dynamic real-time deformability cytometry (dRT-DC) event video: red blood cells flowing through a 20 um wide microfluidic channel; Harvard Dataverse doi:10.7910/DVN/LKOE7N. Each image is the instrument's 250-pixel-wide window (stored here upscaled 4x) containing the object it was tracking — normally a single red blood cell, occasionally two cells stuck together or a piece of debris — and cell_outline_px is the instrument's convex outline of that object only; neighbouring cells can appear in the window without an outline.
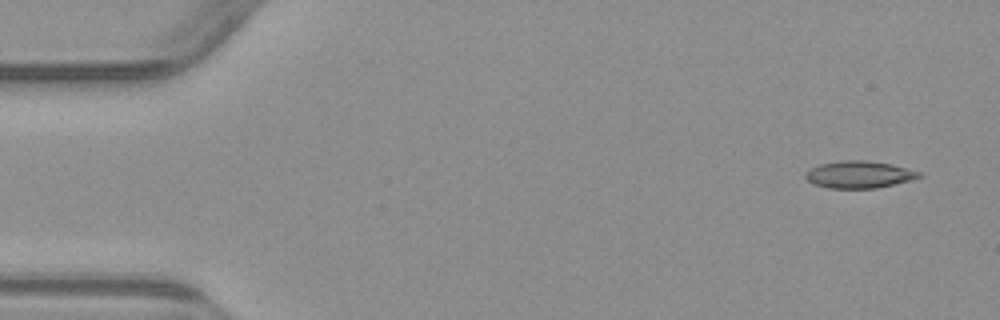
{"species": "common noctule bat (a hibernating species)", "species_latin": "Nyctalus noctula", "temperature_condition": "warm", "stored_images_in_passage": 8, "camera_frame_rate_fps": 3000, "um_per_image_px": 0.085, "animal": {"sex": "male", "body_mass_g": 23.1, "forearm_length_mm": 52.7}, "frame": {"image": 1, "passage_image": 1, "time_ms": 0.0, "image_size_px": [1000, 320], "cell_outline_px": [[924, 176], [876, 188], [828, 188], [812, 184], [804, 176], [812, 168], [820, 164], [840, 160], [864, 160], [892, 164], [920, 172]], "centroid_in_image_um": [73.01, 14.83], "position_along_channel_um": 12.0, "area_um2": 17.74}}
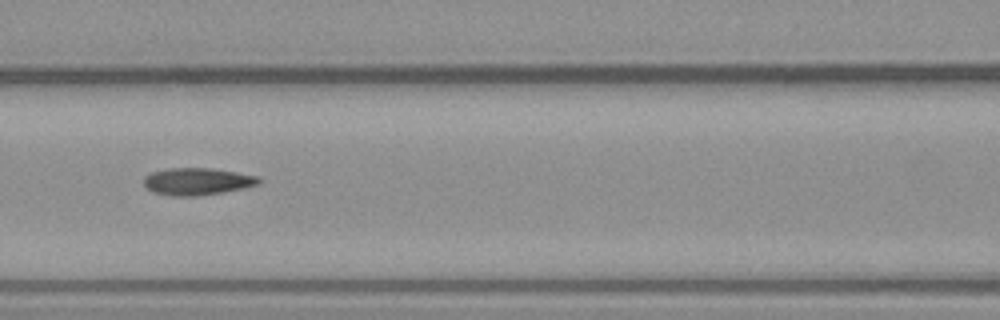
{"frame": {"image": 2, "passage_image": 6, "time_ms": 6.667, "image_size_px": [1000, 320], "cell_outline_px": [[264, 180], [260, 184], [244, 188], [224, 192], [200, 196], [172, 196], [152, 192], [144, 184], [144, 176], [152, 172], [168, 168], [212, 168], [260, 176]], "centroid_in_image_um": [16.82, 15.42], "position_along_channel_um": 149.8, "area_um2": 18.5}}
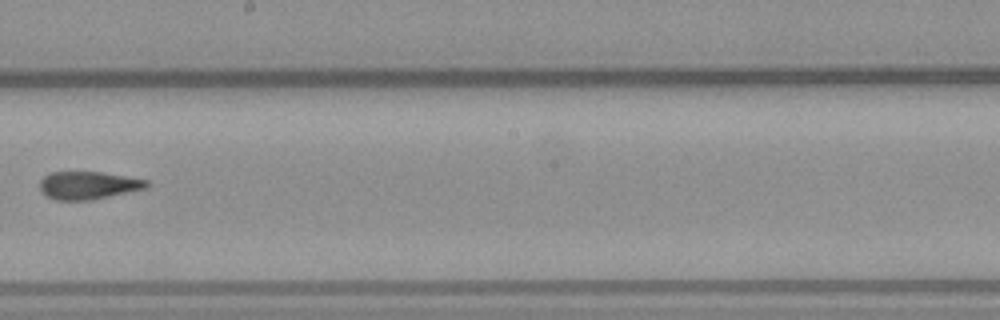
{"frame": {"image": 3, "passage_image": 8, "time_ms": 9.0, "image_size_px": [1000, 320], "cell_outline_px": [[152, 184], [144, 188], [88, 200], [56, 200], [48, 196], [40, 188], [40, 180], [48, 172], [100, 172], [148, 180]], "centroid_in_image_um": [7.47, 15.74], "position_along_channel_um": 240.7, "area_um2": 16.94}}